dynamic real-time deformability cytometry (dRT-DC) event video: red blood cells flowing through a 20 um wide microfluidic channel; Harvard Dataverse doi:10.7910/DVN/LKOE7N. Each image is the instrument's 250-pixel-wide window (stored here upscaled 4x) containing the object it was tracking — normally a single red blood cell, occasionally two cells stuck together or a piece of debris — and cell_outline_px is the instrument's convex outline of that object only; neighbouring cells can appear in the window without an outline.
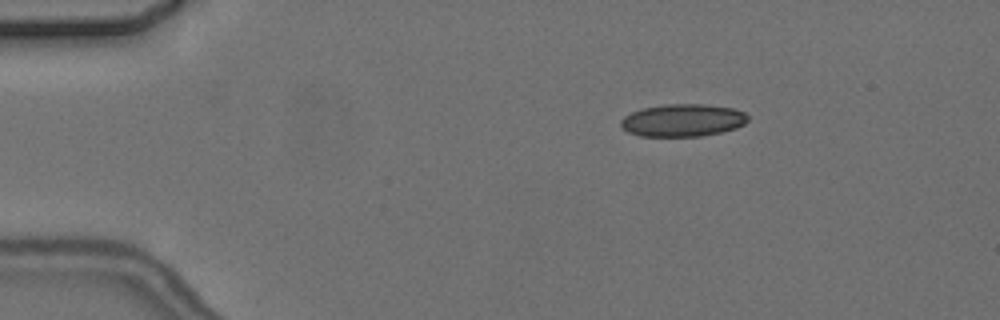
{"species": "common noctule bat (a hibernating species)", "species_latin": "Nyctalus noctula", "temperature_condition": "cold", "stored_images_in_passage": 5, "camera_frame_rate_fps": 3000, "um_per_image_px": 0.085, "animal": {"sex": "female", "body_mass_g": 24.6, "forearm_length_mm": 56.2}, "frame": {"image": 1, "passage_image": 3, "time_ms": 2.667, "image_size_px": [1000, 320], "cell_outline_px": [[748, 120], [744, 124], [736, 128], [720, 132], [700, 136], [640, 136], [628, 132], [620, 124], [620, 120], [624, 116], [632, 112], [644, 108], [668, 104], [704, 104], [732, 108], [744, 112], [748, 116]], "centroid_in_image_um": [58.04, 10.22], "position_along_channel_um": 27.0, "area_um2": 23.93}}